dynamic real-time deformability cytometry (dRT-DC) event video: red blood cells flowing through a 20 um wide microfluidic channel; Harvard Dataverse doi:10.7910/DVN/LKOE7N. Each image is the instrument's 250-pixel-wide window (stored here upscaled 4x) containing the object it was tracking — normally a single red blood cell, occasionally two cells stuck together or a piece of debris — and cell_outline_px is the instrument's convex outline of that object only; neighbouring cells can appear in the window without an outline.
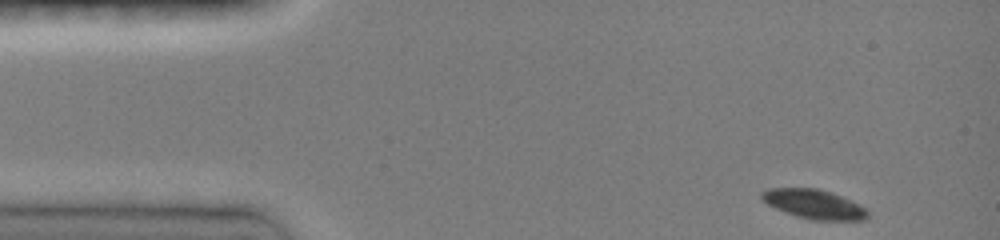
{"species": "common noctule bat (a hibernating species)", "species_latin": "Nyctalus noctula", "temperature_condition": "room temperature", "stored_images_in_passage": 13, "camera_frame_rate_fps": 3000, "um_per_image_px": 0.085, "animal": {"sex": "female", "body_mass_g": 19.0, "forearm_length_mm": 51.5}, "frame": {"image": 1, "passage_image": 1, "time_ms": 0.0, "image_size_px": [1000, 240], "cell_outline_px": [[868, 216], [864, 220], [812, 220], [796, 216], [784, 212], [768, 204], [760, 196], [760, 192], [768, 188], [816, 188], [832, 192], [860, 204], [868, 212]], "centroid_in_image_um": [69.19, 17.35], "position_along_channel_um": 15.8, "area_um2": 18.09}}
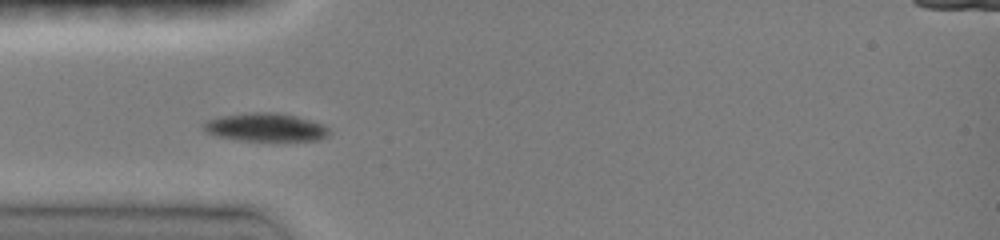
{"frame": {"image": 2, "passage_image": 7, "time_ms": 3.333, "image_size_px": [1000, 240], "cell_outline_px": [[328, 136], [320, 140], [236, 140], [216, 136], [208, 132], [200, 124], [208, 120], [220, 116], [252, 112], [276, 112], [296, 116], [312, 120], [324, 124], [328, 128]], "centroid_in_image_um": [22.58, 10.81], "position_along_channel_um": 62.4, "area_um2": 20.63}}
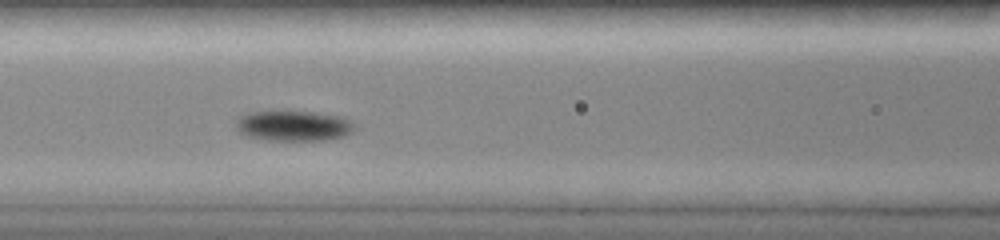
{"frame": {"image": 3, "passage_image": 11, "time_ms": 5.333, "image_size_px": [1000, 240], "cell_outline_px": [[356, 124], [352, 132], [344, 136], [324, 140], [268, 140], [248, 136], [240, 132], [236, 128], [236, 120], [244, 112], [272, 108], [288, 108], [340, 116], [352, 120]], "centroid_in_image_um": [24.9, 10.62], "position_along_channel_um": 141.7, "area_um2": 22.2}}